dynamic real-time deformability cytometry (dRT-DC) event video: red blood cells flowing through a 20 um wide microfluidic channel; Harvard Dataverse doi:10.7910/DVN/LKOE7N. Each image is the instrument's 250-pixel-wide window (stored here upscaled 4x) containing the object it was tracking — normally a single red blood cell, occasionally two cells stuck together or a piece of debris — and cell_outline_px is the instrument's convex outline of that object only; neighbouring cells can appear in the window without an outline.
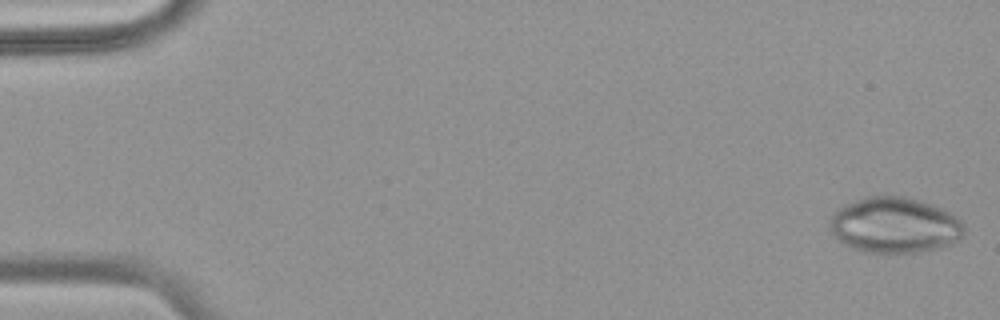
{"species": "common noctule bat (a hibernating species)", "species_latin": "Nyctalus noctula", "temperature_condition": "warm", "stored_images_in_passage": 54, "camera_frame_rate_fps": 3000, "um_per_image_px": 0.085, "animal": {"sex": "female", "body_mass_g": 18.4}, "frame": {"image": 1, "passage_image": 1, "time_ms": 0.0, "image_size_px": [1000, 320], "cell_outline_px": [[964, 232], [960, 240], [952, 244], [936, 248], [916, 252], [864, 252], [840, 240], [832, 232], [832, 212], [844, 204], [868, 196], [904, 196], [920, 200], [932, 204], [956, 216], [964, 224]], "centroid_in_image_um": [76.09, 19.12], "position_along_channel_um": 8.9, "area_um2": 43.12}}
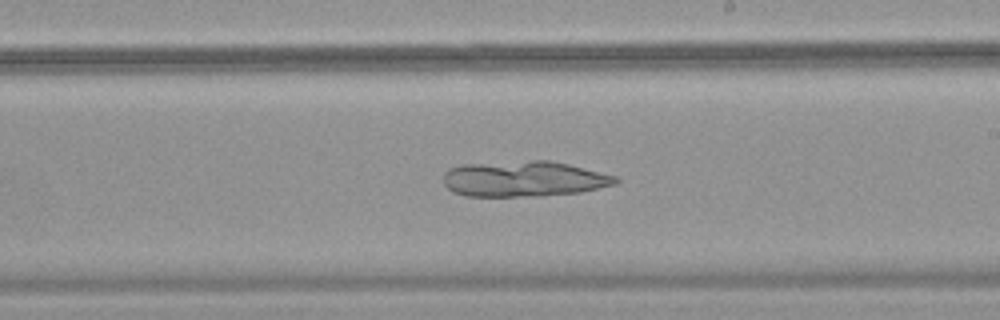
{"frame": {"image": 2, "passage_image": 32, "time_ms": 10.333, "image_size_px": [1000, 320], "cell_outline_px": [[620, 180], [616, 184], [580, 192], [540, 196], [464, 196], [452, 192], [444, 184], [444, 172], [448, 168], [464, 164], [532, 160], [548, 160], [568, 164], [616, 176]], "centroid_in_image_um": [44.51, 15.2], "position_along_channel_um": 244.5, "area_um2": 35.84}}
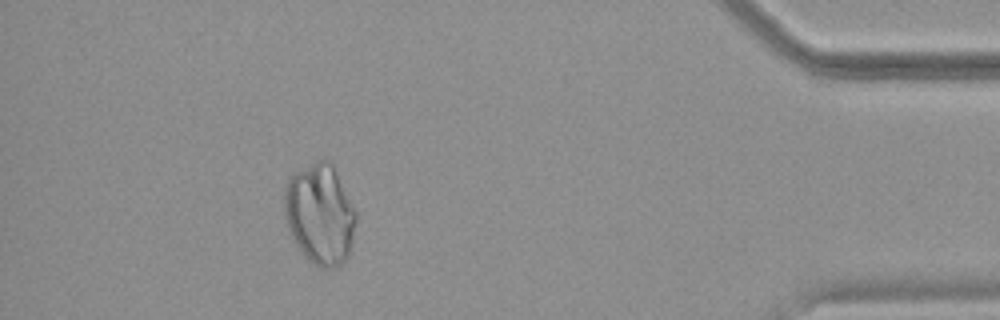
{"frame": {"image": 3, "passage_image": 49, "time_ms": 16.0, "image_size_px": [1000, 320], "cell_outline_px": [[356, 220], [352, 240], [348, 256], [340, 264], [332, 268], [320, 268], [312, 264], [300, 252], [292, 240], [284, 216], [284, 192], [288, 180], [296, 172], [316, 160], [328, 160], [332, 164], [356, 212]], "centroid_in_image_um": [27.17, 18.24], "position_along_channel_um": 408.0, "area_um2": 41.91}}